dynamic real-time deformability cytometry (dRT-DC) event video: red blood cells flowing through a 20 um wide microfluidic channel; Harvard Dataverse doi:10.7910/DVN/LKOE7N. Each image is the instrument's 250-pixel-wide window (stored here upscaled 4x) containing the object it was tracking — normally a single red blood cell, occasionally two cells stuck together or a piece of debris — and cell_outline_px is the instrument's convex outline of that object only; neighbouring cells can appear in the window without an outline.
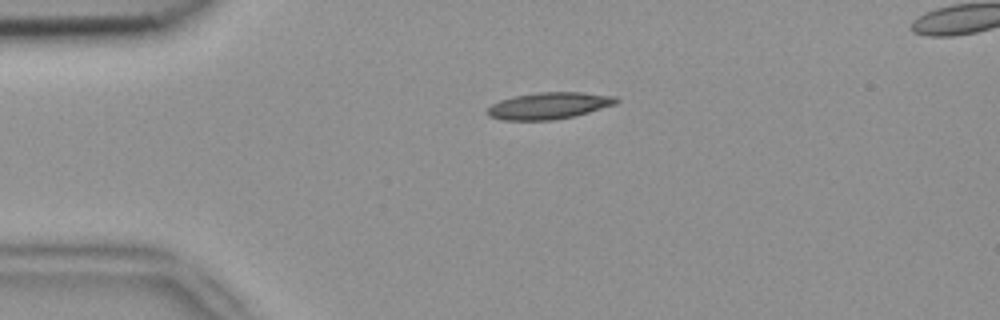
{"species": "common noctule bat (a hibernating species)", "species_latin": "Nyctalus noctula", "temperature_condition": "room temperature", "stored_images_in_passage": 4, "camera_frame_rate_fps": 3000, "um_per_image_px": 0.085, "animal": {"sex": "female", "body_mass_g": 18.4}, "frame": {"image": 1, "passage_image": 4, "time_ms": 1.0, "image_size_px": [1000, 320], "cell_outline_px": [[620, 100], [616, 104], [576, 116], [552, 120], [500, 120], [488, 116], [484, 112], [492, 104], [500, 100], [512, 96], [536, 92], [584, 92], [616, 96]], "centroid_in_image_um": [46.65, 8.98], "position_along_channel_um": 38.4, "area_um2": 20.4}}